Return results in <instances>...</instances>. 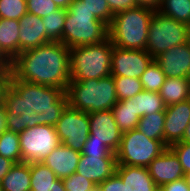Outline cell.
Here are the masks:
<instances>
[{
	"label": "cell",
	"instance_id": "cell-1",
	"mask_svg": "<svg viewBox=\"0 0 190 191\" xmlns=\"http://www.w3.org/2000/svg\"><path fill=\"white\" fill-rule=\"evenodd\" d=\"M3 105L11 127L21 132L40 124L55 126L68 99L63 89L20 81L11 75Z\"/></svg>",
	"mask_w": 190,
	"mask_h": 191
},
{
	"label": "cell",
	"instance_id": "cell-2",
	"mask_svg": "<svg viewBox=\"0 0 190 191\" xmlns=\"http://www.w3.org/2000/svg\"><path fill=\"white\" fill-rule=\"evenodd\" d=\"M11 75L20 81L66 91L71 81L70 49L61 42H49L22 51L12 61Z\"/></svg>",
	"mask_w": 190,
	"mask_h": 191
},
{
	"label": "cell",
	"instance_id": "cell-3",
	"mask_svg": "<svg viewBox=\"0 0 190 191\" xmlns=\"http://www.w3.org/2000/svg\"><path fill=\"white\" fill-rule=\"evenodd\" d=\"M108 30V25L82 5V0H73L66 10L61 43L69 49L98 44L108 38Z\"/></svg>",
	"mask_w": 190,
	"mask_h": 191
},
{
	"label": "cell",
	"instance_id": "cell-4",
	"mask_svg": "<svg viewBox=\"0 0 190 191\" xmlns=\"http://www.w3.org/2000/svg\"><path fill=\"white\" fill-rule=\"evenodd\" d=\"M65 93L68 99V106L88 114L112 110L118 102L112 75L101 79L70 81Z\"/></svg>",
	"mask_w": 190,
	"mask_h": 191
},
{
	"label": "cell",
	"instance_id": "cell-5",
	"mask_svg": "<svg viewBox=\"0 0 190 191\" xmlns=\"http://www.w3.org/2000/svg\"><path fill=\"white\" fill-rule=\"evenodd\" d=\"M153 14V10L143 7L115 14L108 26V38L119 48L146 50L149 23Z\"/></svg>",
	"mask_w": 190,
	"mask_h": 191
},
{
	"label": "cell",
	"instance_id": "cell-6",
	"mask_svg": "<svg viewBox=\"0 0 190 191\" xmlns=\"http://www.w3.org/2000/svg\"><path fill=\"white\" fill-rule=\"evenodd\" d=\"M113 47L107 38L98 44L70 48L71 81L101 79L111 75Z\"/></svg>",
	"mask_w": 190,
	"mask_h": 191
},
{
	"label": "cell",
	"instance_id": "cell-7",
	"mask_svg": "<svg viewBox=\"0 0 190 191\" xmlns=\"http://www.w3.org/2000/svg\"><path fill=\"white\" fill-rule=\"evenodd\" d=\"M168 146L161 140L148 138L137 128L122 133L116 152L117 164L148 167Z\"/></svg>",
	"mask_w": 190,
	"mask_h": 191
},
{
	"label": "cell",
	"instance_id": "cell-8",
	"mask_svg": "<svg viewBox=\"0 0 190 191\" xmlns=\"http://www.w3.org/2000/svg\"><path fill=\"white\" fill-rule=\"evenodd\" d=\"M189 27L155 11L149 23L146 51L155 59L172 47L187 42Z\"/></svg>",
	"mask_w": 190,
	"mask_h": 191
},
{
	"label": "cell",
	"instance_id": "cell-9",
	"mask_svg": "<svg viewBox=\"0 0 190 191\" xmlns=\"http://www.w3.org/2000/svg\"><path fill=\"white\" fill-rule=\"evenodd\" d=\"M21 162H41L61 144L55 126L40 124L19 132Z\"/></svg>",
	"mask_w": 190,
	"mask_h": 191
},
{
	"label": "cell",
	"instance_id": "cell-10",
	"mask_svg": "<svg viewBox=\"0 0 190 191\" xmlns=\"http://www.w3.org/2000/svg\"><path fill=\"white\" fill-rule=\"evenodd\" d=\"M63 146L81 152L89 137V114L67 106L55 125Z\"/></svg>",
	"mask_w": 190,
	"mask_h": 191
},
{
	"label": "cell",
	"instance_id": "cell-11",
	"mask_svg": "<svg viewBox=\"0 0 190 191\" xmlns=\"http://www.w3.org/2000/svg\"><path fill=\"white\" fill-rule=\"evenodd\" d=\"M153 60L154 58L146 50L114 46L111 54V75L140 78Z\"/></svg>",
	"mask_w": 190,
	"mask_h": 191
},
{
	"label": "cell",
	"instance_id": "cell-12",
	"mask_svg": "<svg viewBox=\"0 0 190 191\" xmlns=\"http://www.w3.org/2000/svg\"><path fill=\"white\" fill-rule=\"evenodd\" d=\"M89 137L87 139L104 142L116 153L119 149L122 132L119 130L112 110H103L89 114Z\"/></svg>",
	"mask_w": 190,
	"mask_h": 191
},
{
	"label": "cell",
	"instance_id": "cell-13",
	"mask_svg": "<svg viewBox=\"0 0 190 191\" xmlns=\"http://www.w3.org/2000/svg\"><path fill=\"white\" fill-rule=\"evenodd\" d=\"M116 165V155L81 154L76 173L84 176L98 186L115 173Z\"/></svg>",
	"mask_w": 190,
	"mask_h": 191
},
{
	"label": "cell",
	"instance_id": "cell-14",
	"mask_svg": "<svg viewBox=\"0 0 190 191\" xmlns=\"http://www.w3.org/2000/svg\"><path fill=\"white\" fill-rule=\"evenodd\" d=\"M190 123V99L165 109L164 143L170 145L182 141L186 127Z\"/></svg>",
	"mask_w": 190,
	"mask_h": 191
},
{
	"label": "cell",
	"instance_id": "cell-15",
	"mask_svg": "<svg viewBox=\"0 0 190 191\" xmlns=\"http://www.w3.org/2000/svg\"><path fill=\"white\" fill-rule=\"evenodd\" d=\"M168 78H190L188 43L172 47L154 59Z\"/></svg>",
	"mask_w": 190,
	"mask_h": 191
},
{
	"label": "cell",
	"instance_id": "cell-16",
	"mask_svg": "<svg viewBox=\"0 0 190 191\" xmlns=\"http://www.w3.org/2000/svg\"><path fill=\"white\" fill-rule=\"evenodd\" d=\"M147 168L151 178L159 188L166 183L184 177L182 165L176 154L169 147L154 158Z\"/></svg>",
	"mask_w": 190,
	"mask_h": 191
},
{
	"label": "cell",
	"instance_id": "cell-17",
	"mask_svg": "<svg viewBox=\"0 0 190 191\" xmlns=\"http://www.w3.org/2000/svg\"><path fill=\"white\" fill-rule=\"evenodd\" d=\"M19 24V53L51 42L39 16L27 12L19 19Z\"/></svg>",
	"mask_w": 190,
	"mask_h": 191
},
{
	"label": "cell",
	"instance_id": "cell-18",
	"mask_svg": "<svg viewBox=\"0 0 190 191\" xmlns=\"http://www.w3.org/2000/svg\"><path fill=\"white\" fill-rule=\"evenodd\" d=\"M80 155L81 152L60 144L41 162L49 167L57 178L63 179L76 172Z\"/></svg>",
	"mask_w": 190,
	"mask_h": 191
},
{
	"label": "cell",
	"instance_id": "cell-19",
	"mask_svg": "<svg viewBox=\"0 0 190 191\" xmlns=\"http://www.w3.org/2000/svg\"><path fill=\"white\" fill-rule=\"evenodd\" d=\"M115 172L126 183L127 191H159L147 167L117 164Z\"/></svg>",
	"mask_w": 190,
	"mask_h": 191
},
{
	"label": "cell",
	"instance_id": "cell-20",
	"mask_svg": "<svg viewBox=\"0 0 190 191\" xmlns=\"http://www.w3.org/2000/svg\"><path fill=\"white\" fill-rule=\"evenodd\" d=\"M31 191H66L62 179L42 162L30 163Z\"/></svg>",
	"mask_w": 190,
	"mask_h": 191
},
{
	"label": "cell",
	"instance_id": "cell-21",
	"mask_svg": "<svg viewBox=\"0 0 190 191\" xmlns=\"http://www.w3.org/2000/svg\"><path fill=\"white\" fill-rule=\"evenodd\" d=\"M165 106L190 99V78H166L159 91Z\"/></svg>",
	"mask_w": 190,
	"mask_h": 191
},
{
	"label": "cell",
	"instance_id": "cell-22",
	"mask_svg": "<svg viewBox=\"0 0 190 191\" xmlns=\"http://www.w3.org/2000/svg\"><path fill=\"white\" fill-rule=\"evenodd\" d=\"M19 20L0 18V47L13 61L19 55Z\"/></svg>",
	"mask_w": 190,
	"mask_h": 191
},
{
	"label": "cell",
	"instance_id": "cell-23",
	"mask_svg": "<svg viewBox=\"0 0 190 191\" xmlns=\"http://www.w3.org/2000/svg\"><path fill=\"white\" fill-rule=\"evenodd\" d=\"M30 163H16L3 177L2 191H31Z\"/></svg>",
	"mask_w": 190,
	"mask_h": 191
},
{
	"label": "cell",
	"instance_id": "cell-24",
	"mask_svg": "<svg viewBox=\"0 0 190 191\" xmlns=\"http://www.w3.org/2000/svg\"><path fill=\"white\" fill-rule=\"evenodd\" d=\"M132 109L141 118L151 113L165 111L166 106L158 92L143 90L132 97Z\"/></svg>",
	"mask_w": 190,
	"mask_h": 191
},
{
	"label": "cell",
	"instance_id": "cell-25",
	"mask_svg": "<svg viewBox=\"0 0 190 191\" xmlns=\"http://www.w3.org/2000/svg\"><path fill=\"white\" fill-rule=\"evenodd\" d=\"M112 112L122 133L137 128L140 118L132 109V98L118 101L112 108Z\"/></svg>",
	"mask_w": 190,
	"mask_h": 191
},
{
	"label": "cell",
	"instance_id": "cell-26",
	"mask_svg": "<svg viewBox=\"0 0 190 191\" xmlns=\"http://www.w3.org/2000/svg\"><path fill=\"white\" fill-rule=\"evenodd\" d=\"M165 111L151 113L140 118L137 129L148 138L164 142Z\"/></svg>",
	"mask_w": 190,
	"mask_h": 191
},
{
	"label": "cell",
	"instance_id": "cell-27",
	"mask_svg": "<svg viewBox=\"0 0 190 191\" xmlns=\"http://www.w3.org/2000/svg\"><path fill=\"white\" fill-rule=\"evenodd\" d=\"M0 155L12 160L15 164L21 163L19 132L11 126L0 134Z\"/></svg>",
	"mask_w": 190,
	"mask_h": 191
},
{
	"label": "cell",
	"instance_id": "cell-28",
	"mask_svg": "<svg viewBox=\"0 0 190 191\" xmlns=\"http://www.w3.org/2000/svg\"><path fill=\"white\" fill-rule=\"evenodd\" d=\"M158 12L188 25L190 21V0H162Z\"/></svg>",
	"mask_w": 190,
	"mask_h": 191
},
{
	"label": "cell",
	"instance_id": "cell-29",
	"mask_svg": "<svg viewBox=\"0 0 190 191\" xmlns=\"http://www.w3.org/2000/svg\"><path fill=\"white\" fill-rule=\"evenodd\" d=\"M66 10L58 9L42 18L45 32L51 42H61L65 24Z\"/></svg>",
	"mask_w": 190,
	"mask_h": 191
},
{
	"label": "cell",
	"instance_id": "cell-30",
	"mask_svg": "<svg viewBox=\"0 0 190 191\" xmlns=\"http://www.w3.org/2000/svg\"><path fill=\"white\" fill-rule=\"evenodd\" d=\"M166 78L159 64L153 60L139 79L145 91L159 93Z\"/></svg>",
	"mask_w": 190,
	"mask_h": 191
},
{
	"label": "cell",
	"instance_id": "cell-31",
	"mask_svg": "<svg viewBox=\"0 0 190 191\" xmlns=\"http://www.w3.org/2000/svg\"><path fill=\"white\" fill-rule=\"evenodd\" d=\"M116 87V96L118 101L134 97L143 91L142 83L139 78L113 77Z\"/></svg>",
	"mask_w": 190,
	"mask_h": 191
},
{
	"label": "cell",
	"instance_id": "cell-32",
	"mask_svg": "<svg viewBox=\"0 0 190 191\" xmlns=\"http://www.w3.org/2000/svg\"><path fill=\"white\" fill-rule=\"evenodd\" d=\"M26 13V0H0V18L19 20Z\"/></svg>",
	"mask_w": 190,
	"mask_h": 191
},
{
	"label": "cell",
	"instance_id": "cell-33",
	"mask_svg": "<svg viewBox=\"0 0 190 191\" xmlns=\"http://www.w3.org/2000/svg\"><path fill=\"white\" fill-rule=\"evenodd\" d=\"M84 5L97 19L103 21L108 26L110 25L113 14L106 0H82Z\"/></svg>",
	"mask_w": 190,
	"mask_h": 191
},
{
	"label": "cell",
	"instance_id": "cell-34",
	"mask_svg": "<svg viewBox=\"0 0 190 191\" xmlns=\"http://www.w3.org/2000/svg\"><path fill=\"white\" fill-rule=\"evenodd\" d=\"M62 182L66 191H91L97 186L95 183L76 172L69 177L63 178Z\"/></svg>",
	"mask_w": 190,
	"mask_h": 191
},
{
	"label": "cell",
	"instance_id": "cell-35",
	"mask_svg": "<svg viewBox=\"0 0 190 191\" xmlns=\"http://www.w3.org/2000/svg\"><path fill=\"white\" fill-rule=\"evenodd\" d=\"M27 12L43 18L59 8L52 0H26Z\"/></svg>",
	"mask_w": 190,
	"mask_h": 191
},
{
	"label": "cell",
	"instance_id": "cell-36",
	"mask_svg": "<svg viewBox=\"0 0 190 191\" xmlns=\"http://www.w3.org/2000/svg\"><path fill=\"white\" fill-rule=\"evenodd\" d=\"M182 165L184 174L190 172V143L179 141L169 146Z\"/></svg>",
	"mask_w": 190,
	"mask_h": 191
},
{
	"label": "cell",
	"instance_id": "cell-37",
	"mask_svg": "<svg viewBox=\"0 0 190 191\" xmlns=\"http://www.w3.org/2000/svg\"><path fill=\"white\" fill-rule=\"evenodd\" d=\"M81 154L84 155H116L113 153L104 142H98L97 140L87 139L84 143Z\"/></svg>",
	"mask_w": 190,
	"mask_h": 191
},
{
	"label": "cell",
	"instance_id": "cell-38",
	"mask_svg": "<svg viewBox=\"0 0 190 191\" xmlns=\"http://www.w3.org/2000/svg\"><path fill=\"white\" fill-rule=\"evenodd\" d=\"M98 186L101 191H127L126 183L122 181L116 172Z\"/></svg>",
	"mask_w": 190,
	"mask_h": 191
},
{
	"label": "cell",
	"instance_id": "cell-39",
	"mask_svg": "<svg viewBox=\"0 0 190 191\" xmlns=\"http://www.w3.org/2000/svg\"><path fill=\"white\" fill-rule=\"evenodd\" d=\"M106 1L113 15L137 7L135 0H106Z\"/></svg>",
	"mask_w": 190,
	"mask_h": 191
},
{
	"label": "cell",
	"instance_id": "cell-40",
	"mask_svg": "<svg viewBox=\"0 0 190 191\" xmlns=\"http://www.w3.org/2000/svg\"><path fill=\"white\" fill-rule=\"evenodd\" d=\"M159 191H190V188L183 177L176 181L164 184L159 188Z\"/></svg>",
	"mask_w": 190,
	"mask_h": 191
},
{
	"label": "cell",
	"instance_id": "cell-41",
	"mask_svg": "<svg viewBox=\"0 0 190 191\" xmlns=\"http://www.w3.org/2000/svg\"><path fill=\"white\" fill-rule=\"evenodd\" d=\"M10 79H11V69H6L0 75V105L3 104L4 94L9 86Z\"/></svg>",
	"mask_w": 190,
	"mask_h": 191
},
{
	"label": "cell",
	"instance_id": "cell-42",
	"mask_svg": "<svg viewBox=\"0 0 190 191\" xmlns=\"http://www.w3.org/2000/svg\"><path fill=\"white\" fill-rule=\"evenodd\" d=\"M162 0H135L137 7L148 8L155 11H158Z\"/></svg>",
	"mask_w": 190,
	"mask_h": 191
},
{
	"label": "cell",
	"instance_id": "cell-43",
	"mask_svg": "<svg viewBox=\"0 0 190 191\" xmlns=\"http://www.w3.org/2000/svg\"><path fill=\"white\" fill-rule=\"evenodd\" d=\"M14 162L0 155V183L3 177L9 172V170L14 166Z\"/></svg>",
	"mask_w": 190,
	"mask_h": 191
},
{
	"label": "cell",
	"instance_id": "cell-44",
	"mask_svg": "<svg viewBox=\"0 0 190 191\" xmlns=\"http://www.w3.org/2000/svg\"><path fill=\"white\" fill-rule=\"evenodd\" d=\"M11 126L4 105H0V134Z\"/></svg>",
	"mask_w": 190,
	"mask_h": 191
},
{
	"label": "cell",
	"instance_id": "cell-45",
	"mask_svg": "<svg viewBox=\"0 0 190 191\" xmlns=\"http://www.w3.org/2000/svg\"><path fill=\"white\" fill-rule=\"evenodd\" d=\"M0 64L5 69H11L12 67V60L3 52L1 47H0Z\"/></svg>",
	"mask_w": 190,
	"mask_h": 191
},
{
	"label": "cell",
	"instance_id": "cell-46",
	"mask_svg": "<svg viewBox=\"0 0 190 191\" xmlns=\"http://www.w3.org/2000/svg\"><path fill=\"white\" fill-rule=\"evenodd\" d=\"M58 8L60 9H65L67 10V8L71 5L73 0H52Z\"/></svg>",
	"mask_w": 190,
	"mask_h": 191
},
{
	"label": "cell",
	"instance_id": "cell-47",
	"mask_svg": "<svg viewBox=\"0 0 190 191\" xmlns=\"http://www.w3.org/2000/svg\"><path fill=\"white\" fill-rule=\"evenodd\" d=\"M182 141L190 143V123L186 127V130H185V133H184Z\"/></svg>",
	"mask_w": 190,
	"mask_h": 191
},
{
	"label": "cell",
	"instance_id": "cell-48",
	"mask_svg": "<svg viewBox=\"0 0 190 191\" xmlns=\"http://www.w3.org/2000/svg\"><path fill=\"white\" fill-rule=\"evenodd\" d=\"M184 179L186 180L189 188H190V172L189 173H186L184 174Z\"/></svg>",
	"mask_w": 190,
	"mask_h": 191
},
{
	"label": "cell",
	"instance_id": "cell-49",
	"mask_svg": "<svg viewBox=\"0 0 190 191\" xmlns=\"http://www.w3.org/2000/svg\"><path fill=\"white\" fill-rule=\"evenodd\" d=\"M187 43H188V45L190 47V30L188 31Z\"/></svg>",
	"mask_w": 190,
	"mask_h": 191
},
{
	"label": "cell",
	"instance_id": "cell-50",
	"mask_svg": "<svg viewBox=\"0 0 190 191\" xmlns=\"http://www.w3.org/2000/svg\"><path fill=\"white\" fill-rule=\"evenodd\" d=\"M6 69L0 64V75L5 71Z\"/></svg>",
	"mask_w": 190,
	"mask_h": 191
},
{
	"label": "cell",
	"instance_id": "cell-51",
	"mask_svg": "<svg viewBox=\"0 0 190 191\" xmlns=\"http://www.w3.org/2000/svg\"><path fill=\"white\" fill-rule=\"evenodd\" d=\"M91 191H101L99 186H95Z\"/></svg>",
	"mask_w": 190,
	"mask_h": 191
}]
</instances>
